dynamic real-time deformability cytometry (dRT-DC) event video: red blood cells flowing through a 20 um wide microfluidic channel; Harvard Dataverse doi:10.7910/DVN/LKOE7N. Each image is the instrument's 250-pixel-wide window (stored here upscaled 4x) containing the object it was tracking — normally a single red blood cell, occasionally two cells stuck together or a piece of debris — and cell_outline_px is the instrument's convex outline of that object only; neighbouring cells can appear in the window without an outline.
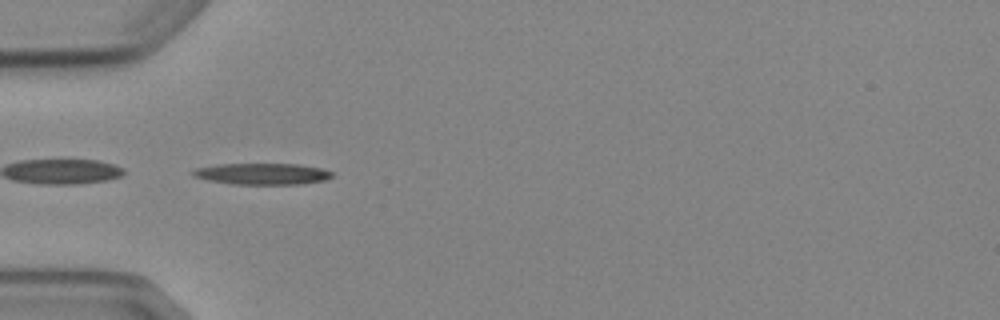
{"species": "Egyptian fruit bat (a non-hibernating species)", "species_latin": "Rousettus aegyptiacus", "temperature_condition": "cold", "stored_images_in_passage": 6, "segment_of_instrument_passage": [2, 2], "camera_frame_rate_fps": 3000, "um_per_image_px": 0.085, "animal": {"sex": "female"}, "frame": {"image": 1, "passage_image": 4, "time_ms": 4.333, "image_size_px": [1000, 320], "cell_outline_px": [[332, 176], [324, 180], [300, 184], [232, 184], [208, 180], [192, 176], [192, 168], [216, 164], [296, 164], [320, 168], [332, 172]], "centroid_in_image_um": [22.21, 14.77], "position_along_channel_um": 62.8, "area_um2": 17.28}}
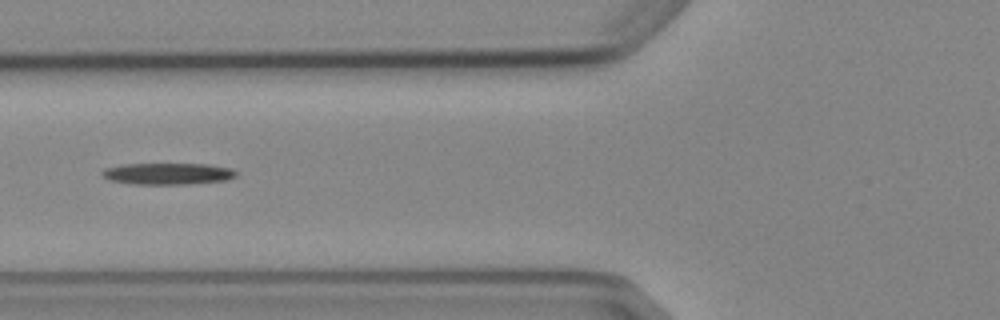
{"frame": {"image": 2, "passage_image": 5, "time_ms": 5.667, "image_size_px": [1000, 320], "cell_outline_px": [[236, 176], [228, 180], [188, 184], [136, 184], [112, 180], [104, 176], [100, 172], [104, 168], [124, 164], [208, 164], [232, 168], [236, 172]], "centroid_in_image_um": [14.3, 14.76], "position_along_channel_um": 111.5, "area_um2": 16.76}}